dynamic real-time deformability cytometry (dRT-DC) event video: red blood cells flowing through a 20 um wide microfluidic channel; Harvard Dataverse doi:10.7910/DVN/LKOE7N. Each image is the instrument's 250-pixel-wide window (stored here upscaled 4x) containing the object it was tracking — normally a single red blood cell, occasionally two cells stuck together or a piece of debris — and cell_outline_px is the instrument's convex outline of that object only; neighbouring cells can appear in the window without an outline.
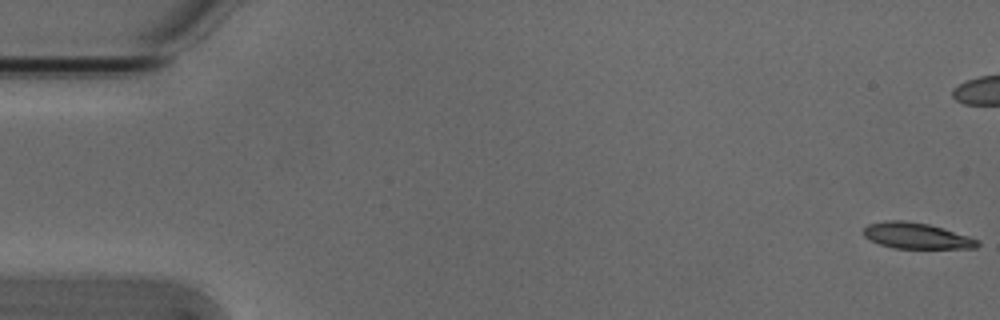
{"species": "Egyptian fruit bat (a non-hibernating species)", "species_latin": "Rousettus aegyptiacus", "temperature_condition": "cold", "stored_images_in_passage": 55, "camera_frame_rate_fps": 3000, "um_per_image_px": 0.085, "animal": {"sex": "male"}, "frame": {"image": 1, "passage_image": 1, "time_ms": 0.0, "image_size_px": [1000, 320], "cell_outline_px": [[980, 244], [976, 248], [896, 248], [880, 244], [864, 236], [864, 228], [868, 224], [888, 220], [904, 220], [928, 224], [968, 236], [980, 240]], "centroid_in_image_um": [77.91, 20.04], "position_along_channel_um": 7.1, "area_um2": 16.99}}
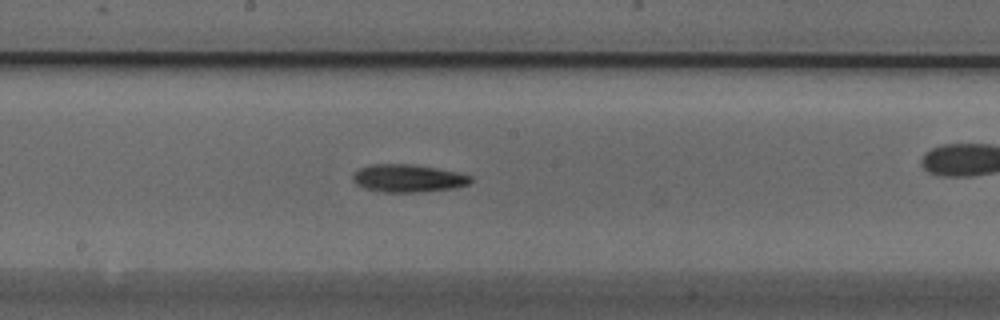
{"frame": {"image": 2, "passage_image": 29, "time_ms": 9.333, "image_size_px": [1000, 320], "cell_outline_px": [[472, 180], [468, 184], [456, 188], [420, 192], [380, 192], [364, 188], [356, 184], [352, 180], [352, 176], [360, 168], [372, 164], [412, 164], [436, 168], [456, 172], [472, 176]], "centroid_in_image_um": [34.68, 15.16], "position_along_channel_um": 213.5, "area_um2": 19.07}}
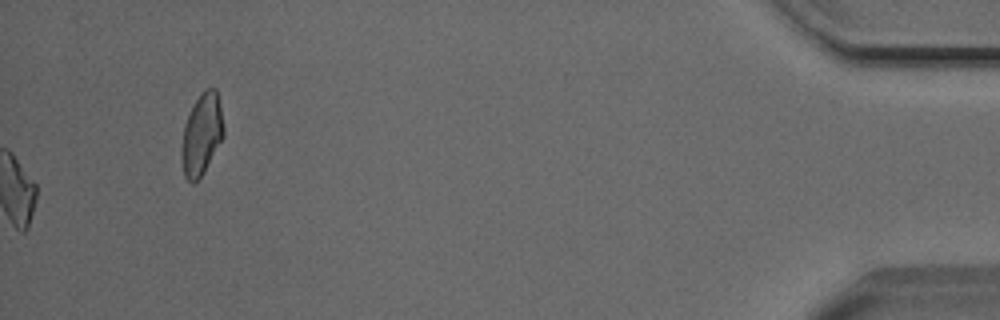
{"frame": {"image": 3, "passage_image": 55, "time_ms": 18.0, "image_size_px": [1000, 320], "cell_outline_px": [[224, 136], [200, 176], [192, 184], [184, 176], [180, 156], [180, 152], [184, 124], [200, 92], [204, 88], [216, 88], [224, 128]], "centroid_in_image_um": [17.12, 11.4], "position_along_channel_um": 418.1, "area_um2": 19.71}, "authors_computed_cell_mechanics": {"area_um2": 17.629, "velocity_mm_per_s": 3.8058, "shape_relaxation_time_tau1_ms": 2.1927, "shape_relaxation_time_tau2_ms": null, "deformation_change_tau1": 0.1362, "deformation_change_tau2": null}}